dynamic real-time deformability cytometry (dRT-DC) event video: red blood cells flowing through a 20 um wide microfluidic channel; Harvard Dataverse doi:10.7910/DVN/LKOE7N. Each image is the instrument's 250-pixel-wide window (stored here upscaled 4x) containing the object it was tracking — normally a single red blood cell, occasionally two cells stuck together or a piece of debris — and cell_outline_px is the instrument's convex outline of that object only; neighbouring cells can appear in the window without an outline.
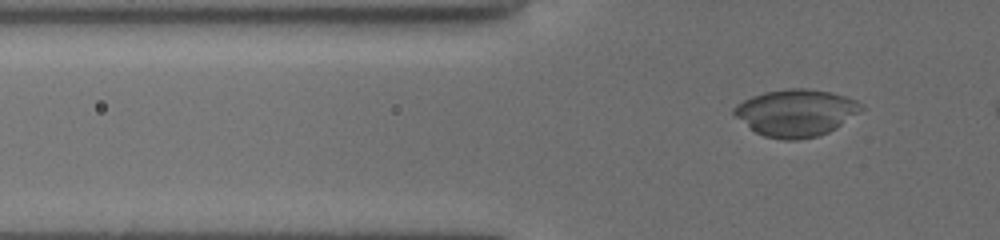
{"species": "common noctule bat (a hibernating species)", "species_latin": "Nyctalus noctula", "temperature_condition": "cold", "stored_images_in_passage": 39, "camera_frame_rate_fps": 3000, "um_per_image_px": 0.085, "animal": {"sex": "female", "body_mass_g": 19.5, "forearm_length_mm": 54.1}, "frame": {"image": 1, "passage_image": 6, "time_ms": 1.667, "image_size_px": [1000, 240], "cell_outline_px": [[864, 108], [836, 128], [828, 132], [816, 136], [796, 140], [784, 140], [764, 136], [756, 132], [736, 116], [732, 112], [732, 108], [736, 104], [752, 96], [764, 92], [788, 88], [804, 88], [832, 92], [856, 100]], "centroid_in_image_um": [67.64, 9.58], "position_along_channel_um": 58.2, "area_um2": 34.56}}
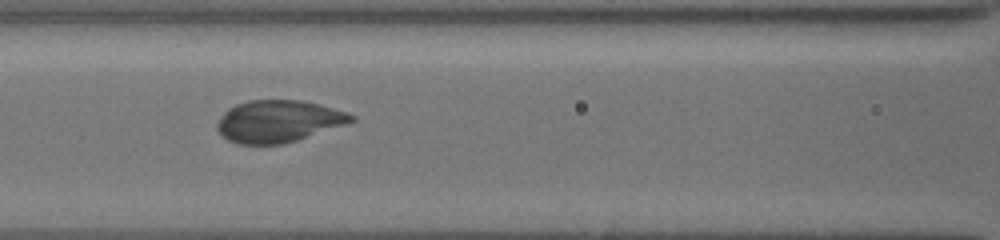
{"frame": {"image": 2, "passage_image": 14, "time_ms": 4.333, "image_size_px": [1000, 240], "cell_outline_px": [[356, 120], [284, 144], [236, 144], [228, 140], [216, 128], [216, 124], [224, 112], [228, 108], [236, 104], [248, 100], [300, 100], [320, 104], [348, 112], [356, 116]], "centroid_in_image_um": [23.65, 10.29], "position_along_channel_um": 142.9, "area_um2": 32.71}}
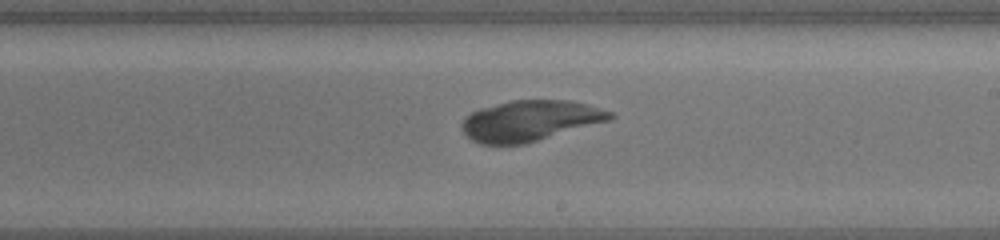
{"frame": {"image": 3, "passage_image": 22, "time_ms": 7.0, "image_size_px": [1000, 240], "cell_outline_px": [[616, 116], [608, 120], [524, 144], [480, 144], [472, 140], [460, 128], [460, 124], [472, 112], [480, 108], [512, 100], [572, 100], [588, 104], [612, 112]], "centroid_in_image_um": [45.04, 10.25], "position_along_channel_um": 244.0, "area_um2": 34.74}}